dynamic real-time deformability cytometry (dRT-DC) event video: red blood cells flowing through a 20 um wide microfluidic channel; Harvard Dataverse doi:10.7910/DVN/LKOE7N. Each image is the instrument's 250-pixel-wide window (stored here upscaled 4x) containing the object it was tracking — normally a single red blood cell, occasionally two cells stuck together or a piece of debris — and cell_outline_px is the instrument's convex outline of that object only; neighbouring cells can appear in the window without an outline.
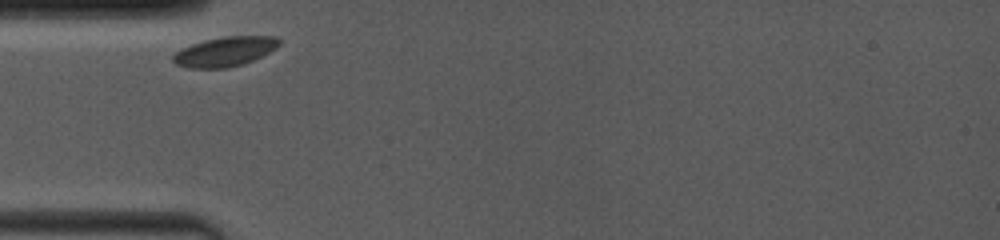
{"species": "common noctule bat (a hibernating species)", "species_latin": "Nyctalus noctula", "temperature_condition": "room temperature", "stored_images_in_passage": 8, "segment_of_instrument_passage": [1, 2], "camera_frame_rate_fps": 4000, "um_per_image_px": 0.085, "animal": {"sex": "female", "body_mass_g": 19.0, "forearm_length_mm": 53.3}, "frame": {"image": 1, "passage_image": 1, "time_ms": 0.0, "image_size_px": [1000, 240], "cell_outline_px": [[280, 44], [276, 48], [252, 60], [228, 68], [188, 68], [176, 64], [172, 60], [172, 56], [176, 52], [192, 44], [204, 40], [224, 36], [276, 36], [280, 40]], "centroid_in_image_um": [19.11, 4.38], "position_along_channel_um": 65.9, "area_um2": 18.09}}
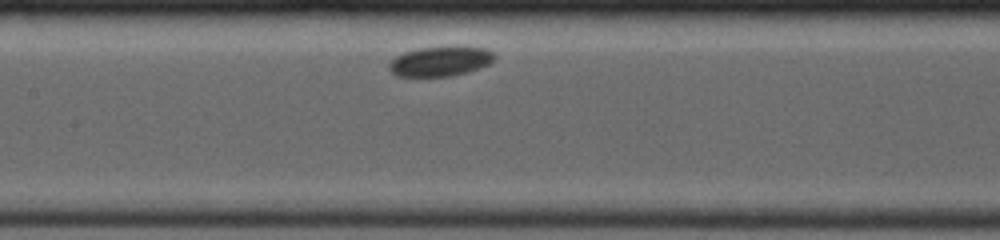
{"frame": {"image": 2, "passage_image": 5, "time_ms": 3.0, "image_size_px": [1000, 240], "cell_outline_px": [[496, 60], [480, 68], [468, 72], [452, 76], [396, 76], [388, 68], [388, 64], [396, 56], [404, 52], [420, 48], [448, 44], [464, 44], [484, 48], [492, 52], [496, 56]], "centroid_in_image_um": [37.49, 5.16], "position_along_channel_um": 169.9, "area_um2": 19.07}}
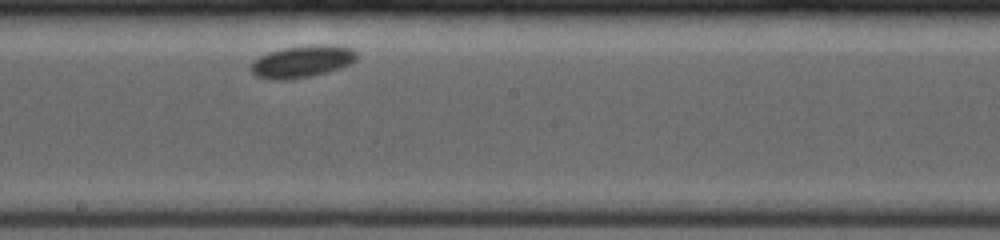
{"frame": {"image": 3, "passage_image": 7, "time_ms": 4.5, "image_size_px": [1000, 240], "cell_outline_px": [[356, 60], [340, 68], [308, 76], [288, 80], [276, 80], [256, 76], [252, 72], [252, 64], [260, 56], [268, 52], [284, 48], [312, 44], [332, 44], [352, 48], [356, 52]], "centroid_in_image_um": [25.7, 5.21], "position_along_channel_um": 222.5, "area_um2": 19.54}}